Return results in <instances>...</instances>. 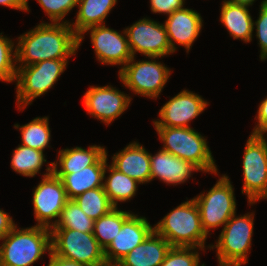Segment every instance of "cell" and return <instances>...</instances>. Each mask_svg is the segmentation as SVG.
<instances>
[{"instance_id":"obj_1","label":"cell","mask_w":267,"mask_h":266,"mask_svg":"<svg viewBox=\"0 0 267 266\" xmlns=\"http://www.w3.org/2000/svg\"><path fill=\"white\" fill-rule=\"evenodd\" d=\"M78 48V36L70 22L40 23L18 37L16 62L29 66L44 60L68 59Z\"/></svg>"},{"instance_id":"obj_2","label":"cell","mask_w":267,"mask_h":266,"mask_svg":"<svg viewBox=\"0 0 267 266\" xmlns=\"http://www.w3.org/2000/svg\"><path fill=\"white\" fill-rule=\"evenodd\" d=\"M0 246V266H31L45 252H51V230L43 226L17 229L15 226Z\"/></svg>"},{"instance_id":"obj_3","label":"cell","mask_w":267,"mask_h":266,"mask_svg":"<svg viewBox=\"0 0 267 266\" xmlns=\"http://www.w3.org/2000/svg\"><path fill=\"white\" fill-rule=\"evenodd\" d=\"M154 230L171 246L204 250L206 233L201 226L200 211L194 199L181 203L155 226Z\"/></svg>"},{"instance_id":"obj_4","label":"cell","mask_w":267,"mask_h":266,"mask_svg":"<svg viewBox=\"0 0 267 266\" xmlns=\"http://www.w3.org/2000/svg\"><path fill=\"white\" fill-rule=\"evenodd\" d=\"M164 143L163 151L191 162L202 172L218 174L209 146L200 133L188 127H155Z\"/></svg>"},{"instance_id":"obj_5","label":"cell","mask_w":267,"mask_h":266,"mask_svg":"<svg viewBox=\"0 0 267 266\" xmlns=\"http://www.w3.org/2000/svg\"><path fill=\"white\" fill-rule=\"evenodd\" d=\"M68 59H53L29 66H17V106L24 108L45 94L65 71Z\"/></svg>"},{"instance_id":"obj_6","label":"cell","mask_w":267,"mask_h":266,"mask_svg":"<svg viewBox=\"0 0 267 266\" xmlns=\"http://www.w3.org/2000/svg\"><path fill=\"white\" fill-rule=\"evenodd\" d=\"M235 215L223 226L216 245H209V248H217L219 266H241L248 261L254 214L248 213L239 217Z\"/></svg>"},{"instance_id":"obj_7","label":"cell","mask_w":267,"mask_h":266,"mask_svg":"<svg viewBox=\"0 0 267 266\" xmlns=\"http://www.w3.org/2000/svg\"><path fill=\"white\" fill-rule=\"evenodd\" d=\"M51 252L62 258L85 266L105 263L104 249L93 232H81L65 228H51Z\"/></svg>"},{"instance_id":"obj_8","label":"cell","mask_w":267,"mask_h":266,"mask_svg":"<svg viewBox=\"0 0 267 266\" xmlns=\"http://www.w3.org/2000/svg\"><path fill=\"white\" fill-rule=\"evenodd\" d=\"M242 193L248 197V203L267 199V140L262 134L248 137L243 155Z\"/></svg>"},{"instance_id":"obj_9","label":"cell","mask_w":267,"mask_h":266,"mask_svg":"<svg viewBox=\"0 0 267 266\" xmlns=\"http://www.w3.org/2000/svg\"><path fill=\"white\" fill-rule=\"evenodd\" d=\"M233 189L227 175H223L206 194L193 198L199 208L201 226L206 235L210 229L225 225L236 214Z\"/></svg>"},{"instance_id":"obj_10","label":"cell","mask_w":267,"mask_h":266,"mask_svg":"<svg viewBox=\"0 0 267 266\" xmlns=\"http://www.w3.org/2000/svg\"><path fill=\"white\" fill-rule=\"evenodd\" d=\"M156 58L158 59V57H149L151 61L141 60L136 62L132 57L119 71V78L124 86L131 89L135 94L157 98L171 72L164 64L156 62Z\"/></svg>"},{"instance_id":"obj_11","label":"cell","mask_w":267,"mask_h":266,"mask_svg":"<svg viewBox=\"0 0 267 266\" xmlns=\"http://www.w3.org/2000/svg\"><path fill=\"white\" fill-rule=\"evenodd\" d=\"M48 166L42 181L35 187L32 203L38 222L36 225L51 229L58 222L69 199L62 180L52 172V162ZM51 219H55L52 224Z\"/></svg>"},{"instance_id":"obj_12","label":"cell","mask_w":267,"mask_h":266,"mask_svg":"<svg viewBox=\"0 0 267 266\" xmlns=\"http://www.w3.org/2000/svg\"><path fill=\"white\" fill-rule=\"evenodd\" d=\"M124 30L133 57L136 52L158 58L173 53L164 24L143 18Z\"/></svg>"},{"instance_id":"obj_13","label":"cell","mask_w":267,"mask_h":266,"mask_svg":"<svg viewBox=\"0 0 267 266\" xmlns=\"http://www.w3.org/2000/svg\"><path fill=\"white\" fill-rule=\"evenodd\" d=\"M87 31H90L91 43L95 49L96 57L102 64L121 65L122 69L133 57L125 30L123 31L124 35H122V33L120 34L105 25L87 28L78 37V46H80L83 35Z\"/></svg>"},{"instance_id":"obj_14","label":"cell","mask_w":267,"mask_h":266,"mask_svg":"<svg viewBox=\"0 0 267 266\" xmlns=\"http://www.w3.org/2000/svg\"><path fill=\"white\" fill-rule=\"evenodd\" d=\"M86 111L109 125L130 105L131 97L111 86H90L84 94Z\"/></svg>"},{"instance_id":"obj_15","label":"cell","mask_w":267,"mask_h":266,"mask_svg":"<svg viewBox=\"0 0 267 266\" xmlns=\"http://www.w3.org/2000/svg\"><path fill=\"white\" fill-rule=\"evenodd\" d=\"M201 96L191 91L182 90L171 98L159 111L160 120L153 121L155 127H185L201 114L206 106Z\"/></svg>"},{"instance_id":"obj_16","label":"cell","mask_w":267,"mask_h":266,"mask_svg":"<svg viewBox=\"0 0 267 266\" xmlns=\"http://www.w3.org/2000/svg\"><path fill=\"white\" fill-rule=\"evenodd\" d=\"M154 230L145 217L131 214L124 222L116 237L104 249L105 261L118 263L142 243Z\"/></svg>"},{"instance_id":"obj_17","label":"cell","mask_w":267,"mask_h":266,"mask_svg":"<svg viewBox=\"0 0 267 266\" xmlns=\"http://www.w3.org/2000/svg\"><path fill=\"white\" fill-rule=\"evenodd\" d=\"M107 159L106 152L94 165L80 170H58V166H52V172L62 180L68 199L73 200L88 190L103 187Z\"/></svg>"},{"instance_id":"obj_18","label":"cell","mask_w":267,"mask_h":266,"mask_svg":"<svg viewBox=\"0 0 267 266\" xmlns=\"http://www.w3.org/2000/svg\"><path fill=\"white\" fill-rule=\"evenodd\" d=\"M202 22L200 14L193 9L183 8L168 15L164 26L173 53L176 51L175 42L184 46L189 52L201 32Z\"/></svg>"},{"instance_id":"obj_19","label":"cell","mask_w":267,"mask_h":266,"mask_svg":"<svg viewBox=\"0 0 267 266\" xmlns=\"http://www.w3.org/2000/svg\"><path fill=\"white\" fill-rule=\"evenodd\" d=\"M111 165L140 184L151 181L150 153L137 142L112 157Z\"/></svg>"},{"instance_id":"obj_20","label":"cell","mask_w":267,"mask_h":266,"mask_svg":"<svg viewBox=\"0 0 267 266\" xmlns=\"http://www.w3.org/2000/svg\"><path fill=\"white\" fill-rule=\"evenodd\" d=\"M151 180L159 178L167 184H181L191 177L192 171H201L191 162L159 150L154 156L150 154Z\"/></svg>"},{"instance_id":"obj_21","label":"cell","mask_w":267,"mask_h":266,"mask_svg":"<svg viewBox=\"0 0 267 266\" xmlns=\"http://www.w3.org/2000/svg\"><path fill=\"white\" fill-rule=\"evenodd\" d=\"M172 246L155 230L131 252L123 257L119 266H159Z\"/></svg>"},{"instance_id":"obj_22","label":"cell","mask_w":267,"mask_h":266,"mask_svg":"<svg viewBox=\"0 0 267 266\" xmlns=\"http://www.w3.org/2000/svg\"><path fill=\"white\" fill-rule=\"evenodd\" d=\"M248 7L224 0L220 15L221 23L225 25L233 39H241L246 43L252 40L255 28Z\"/></svg>"},{"instance_id":"obj_23","label":"cell","mask_w":267,"mask_h":266,"mask_svg":"<svg viewBox=\"0 0 267 266\" xmlns=\"http://www.w3.org/2000/svg\"><path fill=\"white\" fill-rule=\"evenodd\" d=\"M116 2L117 0H78L79 10L75 23H70L74 33L79 37L87 28L105 25L104 19Z\"/></svg>"},{"instance_id":"obj_24","label":"cell","mask_w":267,"mask_h":266,"mask_svg":"<svg viewBox=\"0 0 267 266\" xmlns=\"http://www.w3.org/2000/svg\"><path fill=\"white\" fill-rule=\"evenodd\" d=\"M107 169L110 174L105 178ZM104 179H106L104 180L105 182H103L104 190L114 207H117L118 201L124 202L134 197L137 191V184H140L135 179L118 171L112 165L108 166L107 163L104 171Z\"/></svg>"},{"instance_id":"obj_25","label":"cell","mask_w":267,"mask_h":266,"mask_svg":"<svg viewBox=\"0 0 267 266\" xmlns=\"http://www.w3.org/2000/svg\"><path fill=\"white\" fill-rule=\"evenodd\" d=\"M89 149L75 147L59 151L57 162H52V166L59 164V170H80L85 167L94 165L105 153L106 149L93 145Z\"/></svg>"},{"instance_id":"obj_26","label":"cell","mask_w":267,"mask_h":266,"mask_svg":"<svg viewBox=\"0 0 267 266\" xmlns=\"http://www.w3.org/2000/svg\"><path fill=\"white\" fill-rule=\"evenodd\" d=\"M132 213L113 208L109 213L94 221L93 235L99 245L105 249L119 233L123 222Z\"/></svg>"},{"instance_id":"obj_27","label":"cell","mask_w":267,"mask_h":266,"mask_svg":"<svg viewBox=\"0 0 267 266\" xmlns=\"http://www.w3.org/2000/svg\"><path fill=\"white\" fill-rule=\"evenodd\" d=\"M14 127L19 128L22 134V144L24 146L44 151L50 141V127L48 117H36L31 122L20 126L15 124Z\"/></svg>"},{"instance_id":"obj_28","label":"cell","mask_w":267,"mask_h":266,"mask_svg":"<svg viewBox=\"0 0 267 266\" xmlns=\"http://www.w3.org/2000/svg\"><path fill=\"white\" fill-rule=\"evenodd\" d=\"M73 200L79 205L82 211L94 221L115 208L109 200L104 187L88 190L78 195Z\"/></svg>"},{"instance_id":"obj_29","label":"cell","mask_w":267,"mask_h":266,"mask_svg":"<svg viewBox=\"0 0 267 266\" xmlns=\"http://www.w3.org/2000/svg\"><path fill=\"white\" fill-rule=\"evenodd\" d=\"M46 162L43 151L19 145L11 159L12 169L26 177L35 176Z\"/></svg>"},{"instance_id":"obj_30","label":"cell","mask_w":267,"mask_h":266,"mask_svg":"<svg viewBox=\"0 0 267 266\" xmlns=\"http://www.w3.org/2000/svg\"><path fill=\"white\" fill-rule=\"evenodd\" d=\"M94 220L88 217L74 200H69L62 209L58 222L51 228H65L84 233L93 232Z\"/></svg>"},{"instance_id":"obj_31","label":"cell","mask_w":267,"mask_h":266,"mask_svg":"<svg viewBox=\"0 0 267 266\" xmlns=\"http://www.w3.org/2000/svg\"><path fill=\"white\" fill-rule=\"evenodd\" d=\"M14 42L0 33V80L12 82L16 79L17 66ZM14 51V52H13ZM15 63V64H14Z\"/></svg>"},{"instance_id":"obj_32","label":"cell","mask_w":267,"mask_h":266,"mask_svg":"<svg viewBox=\"0 0 267 266\" xmlns=\"http://www.w3.org/2000/svg\"><path fill=\"white\" fill-rule=\"evenodd\" d=\"M196 250V247L172 246L159 266H200Z\"/></svg>"},{"instance_id":"obj_33","label":"cell","mask_w":267,"mask_h":266,"mask_svg":"<svg viewBox=\"0 0 267 266\" xmlns=\"http://www.w3.org/2000/svg\"><path fill=\"white\" fill-rule=\"evenodd\" d=\"M37 2L49 16L51 23H60L65 15L77 6L78 0H37Z\"/></svg>"},{"instance_id":"obj_34","label":"cell","mask_w":267,"mask_h":266,"mask_svg":"<svg viewBox=\"0 0 267 266\" xmlns=\"http://www.w3.org/2000/svg\"><path fill=\"white\" fill-rule=\"evenodd\" d=\"M256 26V36L259 40L260 59H267V0H263L260 5V12L257 21L253 22Z\"/></svg>"},{"instance_id":"obj_35","label":"cell","mask_w":267,"mask_h":266,"mask_svg":"<svg viewBox=\"0 0 267 266\" xmlns=\"http://www.w3.org/2000/svg\"><path fill=\"white\" fill-rule=\"evenodd\" d=\"M185 0H150L151 10L153 13H163L171 15L176 10L184 7Z\"/></svg>"},{"instance_id":"obj_36","label":"cell","mask_w":267,"mask_h":266,"mask_svg":"<svg viewBox=\"0 0 267 266\" xmlns=\"http://www.w3.org/2000/svg\"><path fill=\"white\" fill-rule=\"evenodd\" d=\"M258 124L255 126L252 134H262L267 131V97L260 103L258 112H257Z\"/></svg>"},{"instance_id":"obj_37","label":"cell","mask_w":267,"mask_h":266,"mask_svg":"<svg viewBox=\"0 0 267 266\" xmlns=\"http://www.w3.org/2000/svg\"><path fill=\"white\" fill-rule=\"evenodd\" d=\"M13 219L0 209V240L5 237L14 227Z\"/></svg>"},{"instance_id":"obj_38","label":"cell","mask_w":267,"mask_h":266,"mask_svg":"<svg viewBox=\"0 0 267 266\" xmlns=\"http://www.w3.org/2000/svg\"><path fill=\"white\" fill-rule=\"evenodd\" d=\"M49 265L47 266H85L78 262L68 260L49 252Z\"/></svg>"},{"instance_id":"obj_39","label":"cell","mask_w":267,"mask_h":266,"mask_svg":"<svg viewBox=\"0 0 267 266\" xmlns=\"http://www.w3.org/2000/svg\"><path fill=\"white\" fill-rule=\"evenodd\" d=\"M0 5H4L6 7L20 11H29L28 0H0Z\"/></svg>"},{"instance_id":"obj_40","label":"cell","mask_w":267,"mask_h":266,"mask_svg":"<svg viewBox=\"0 0 267 266\" xmlns=\"http://www.w3.org/2000/svg\"><path fill=\"white\" fill-rule=\"evenodd\" d=\"M229 1L235 4L250 6L253 4L255 0H229Z\"/></svg>"},{"instance_id":"obj_41","label":"cell","mask_w":267,"mask_h":266,"mask_svg":"<svg viewBox=\"0 0 267 266\" xmlns=\"http://www.w3.org/2000/svg\"><path fill=\"white\" fill-rule=\"evenodd\" d=\"M98 266H119V264L118 263L105 262V263L98 265Z\"/></svg>"}]
</instances>
